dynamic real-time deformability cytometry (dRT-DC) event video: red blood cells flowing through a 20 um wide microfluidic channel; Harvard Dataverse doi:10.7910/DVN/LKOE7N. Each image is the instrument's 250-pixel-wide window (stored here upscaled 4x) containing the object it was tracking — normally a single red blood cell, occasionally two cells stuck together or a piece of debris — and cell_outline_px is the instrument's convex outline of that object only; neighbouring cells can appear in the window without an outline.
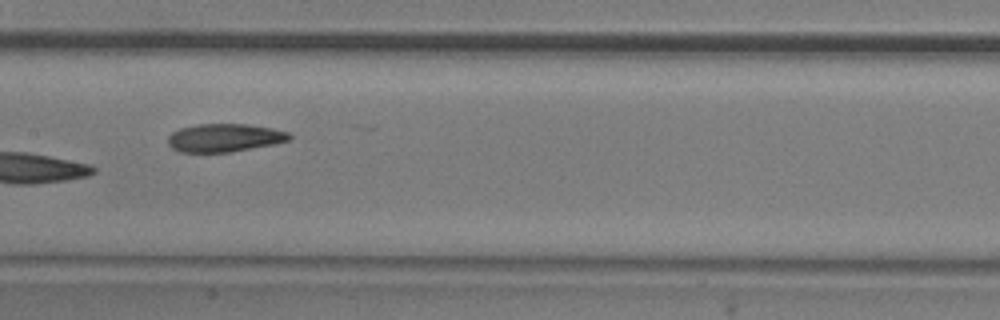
{"species": "common noctule bat (a hibernating species)", "species_latin": "Nyctalus noctula", "temperature_condition": "room temperature", "stored_images_in_passage": 14, "camera_frame_rate_fps": 3000, "um_per_image_px": 0.085, "animal": {"sex": "male", "body_mass_g": 20.5, "forearm_length_mm": 52.5}, "frame": {"image": 1, "passage_image": 7, "time_ms": 2.0, "image_size_px": [1000, 320], "cell_outline_px": [[292, 140], [276, 144], [228, 152], [180, 152], [172, 148], [168, 144], [168, 136], [172, 132], [180, 128], [196, 124], [248, 124], [272, 128], [288, 132], [292, 136]], "centroid_in_image_um": [19.1, 11.71], "position_along_channel_um": 188.3, "area_um2": 20.06}}
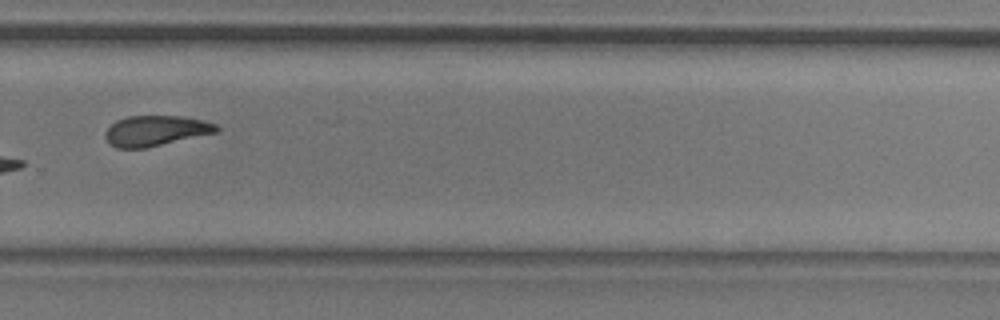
{"frame": {"image": 2, "passage_image": 10, "time_ms": 3.0, "image_size_px": [1000, 320], "cell_outline_px": [[220, 128], [216, 132], [144, 148], [116, 148], [108, 144], [104, 136], [104, 132], [116, 120], [128, 116], [184, 116], [216, 124]], "centroid_in_image_um": [13.17, 11.11], "position_along_channel_um": 316.6, "area_um2": 19.54}}